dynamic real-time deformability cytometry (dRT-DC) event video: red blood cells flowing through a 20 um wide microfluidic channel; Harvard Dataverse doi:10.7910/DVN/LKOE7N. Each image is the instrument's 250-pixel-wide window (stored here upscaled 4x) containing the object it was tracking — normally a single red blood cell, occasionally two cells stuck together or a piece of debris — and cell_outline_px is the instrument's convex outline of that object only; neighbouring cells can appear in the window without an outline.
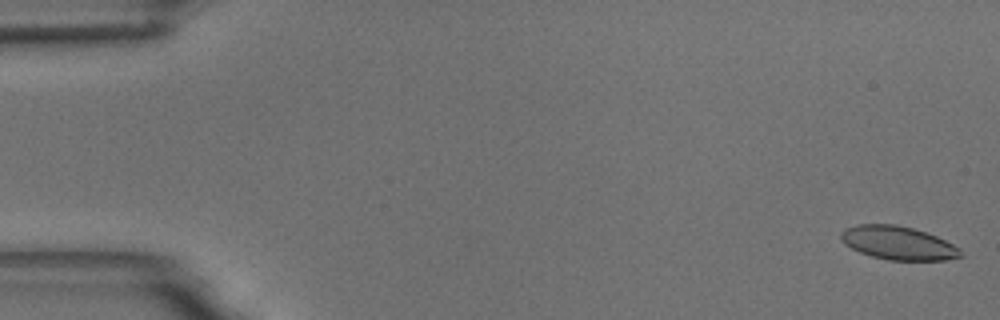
{"species": "common noctule bat (a hibernating species)", "species_latin": "Nyctalus noctula", "temperature_condition": "room temperature", "stored_images_in_passage": 58, "camera_frame_rate_fps": 3000, "um_per_image_px": 0.085, "animal": {"sex": "male", "body_mass_g": 18.8}, "frame": {"image": 1, "passage_image": 2, "time_ms": 0.333, "image_size_px": [1000, 320], "cell_outline_px": [[964, 256], [944, 260], [888, 260], [872, 256], [860, 252], [844, 244], [840, 240], [840, 232], [844, 228], [860, 224], [896, 224], [912, 228], [936, 236], [960, 248]], "centroid_in_image_um": [76.32, 20.65], "position_along_channel_um": 8.7, "area_um2": 23.35}}
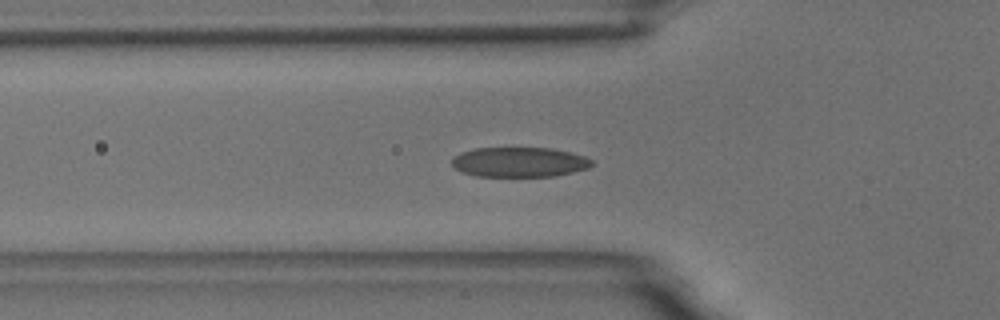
{"frame": {"image": 2, "passage_image": 20, "time_ms": 6.333, "image_size_px": [1000, 320], "cell_outline_px": [[592, 164], [588, 168], [572, 172], [552, 176], [476, 176], [460, 172], [452, 164], [452, 156], [460, 152], [476, 148], [552, 148], [584, 156], [592, 160]], "centroid_in_image_um": [44.09, 13.77], "position_along_channel_um": 81.7, "area_um2": 24.28}}
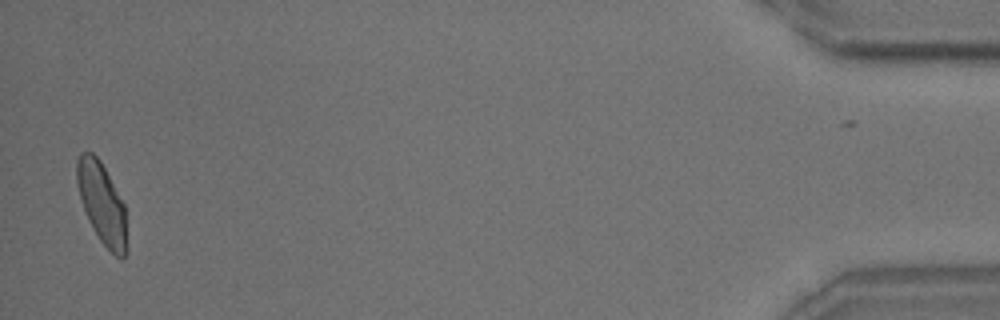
{"frame": {"image": 3, "passage_image": 56, "time_ms": 18.333, "image_size_px": [1000, 320], "cell_outline_px": [[128, 252], [120, 260], [100, 240], [92, 228], [88, 220], [80, 196], [76, 180], [76, 160], [80, 152], [92, 152], [100, 160], [124, 204], [128, 248]], "centroid_in_image_um": [8.67, 17.3], "position_along_channel_um": 426.5, "area_um2": 23.58}, "authors_computed_cell_mechanics": {"area_um2": 24.2471, "velocity_mm_per_s": 3.6051, "shape_relaxation_time_tau1_ms": 3.8793, "shape_relaxation_time_tau2_ms": 1.495, "deformation_change_tau1": 0.1275, "deformation_change_tau2": 0.0745}}